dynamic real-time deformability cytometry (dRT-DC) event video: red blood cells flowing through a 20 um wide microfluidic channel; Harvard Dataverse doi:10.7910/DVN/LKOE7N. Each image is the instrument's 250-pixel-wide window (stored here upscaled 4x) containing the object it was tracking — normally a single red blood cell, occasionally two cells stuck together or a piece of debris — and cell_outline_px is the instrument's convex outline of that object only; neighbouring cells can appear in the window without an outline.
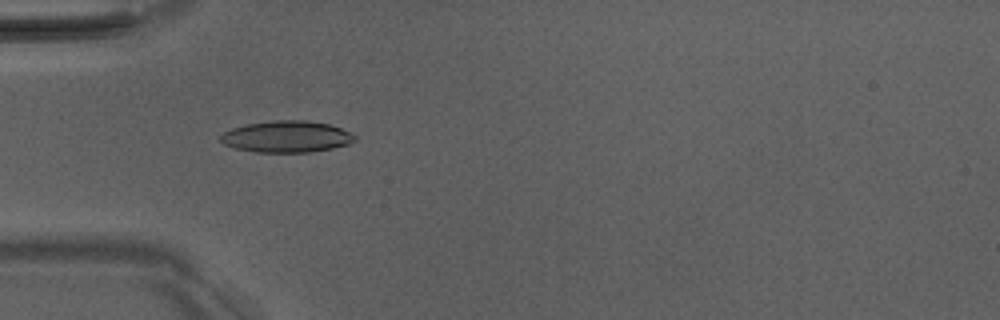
{"species": "Egyptian fruit bat (a non-hibernating species)", "species_latin": "Rousettus aegyptiacus", "temperature_condition": "room temperature", "stored_images_in_passage": 5, "camera_frame_rate_fps": 3000, "um_per_image_px": 0.085, "animal": {"sex": "male"}, "frame": {"image": 1, "passage_image": 2, "time_ms": 1.333, "image_size_px": [1000, 320], "cell_outline_px": [[356, 140], [348, 144], [332, 148], [312, 152], [256, 152], [236, 148], [224, 144], [220, 140], [220, 136], [224, 132], [232, 128], [248, 124], [276, 120], [304, 120], [328, 124], [340, 128], [356, 136]], "centroid_in_image_um": [24.36, 11.62], "position_along_channel_um": 60.6, "area_um2": 24.45}}